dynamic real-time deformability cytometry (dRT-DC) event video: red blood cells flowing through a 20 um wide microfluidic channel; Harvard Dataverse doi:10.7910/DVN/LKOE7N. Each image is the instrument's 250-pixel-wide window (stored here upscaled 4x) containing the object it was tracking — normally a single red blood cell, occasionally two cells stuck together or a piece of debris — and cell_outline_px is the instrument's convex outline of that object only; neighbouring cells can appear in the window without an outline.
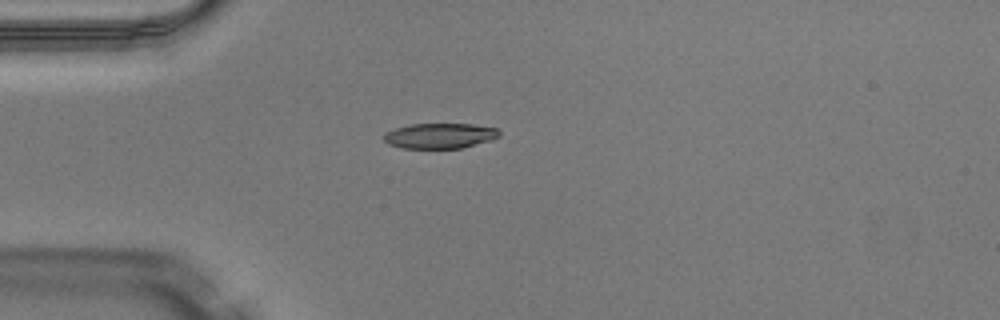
{"species": "Egyptian fruit bat (a non-hibernating species)", "species_latin": "Rousettus aegyptiacus", "temperature_condition": "warm", "stored_images_in_passage": 50, "camera_frame_rate_fps": 3000, "um_per_image_px": 0.085, "animal": {"sex": "male"}, "frame": {"image": 1, "passage_image": 14, "time_ms": 4.333, "image_size_px": [1000, 320], "cell_outline_px": [[500, 136], [492, 140], [460, 148], [400, 148], [388, 144], [384, 140], [384, 132], [396, 128], [412, 124], [472, 124], [496, 128], [500, 132]], "centroid_in_image_um": [37.38, 11.54], "position_along_channel_um": 47.6, "area_um2": 16.99}}
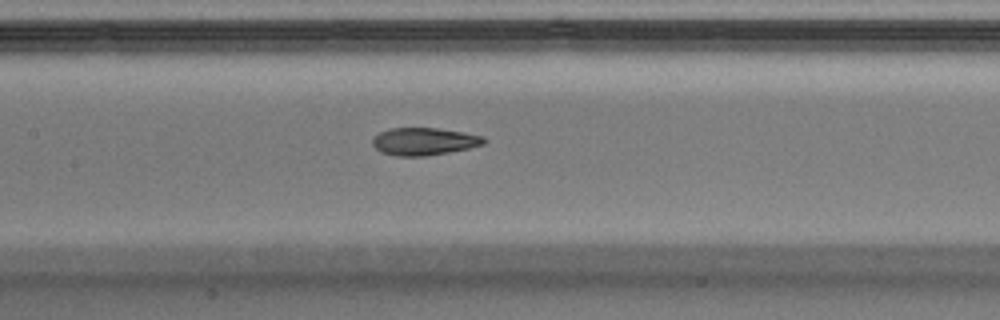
{"frame": {"image": 2, "passage_image": 24, "time_ms": 7.667, "image_size_px": [1000, 320], "cell_outline_px": [[488, 140], [484, 144], [468, 148], [448, 152], [424, 156], [396, 156], [380, 152], [372, 144], [372, 136], [388, 128], [436, 128], [464, 132], [484, 136]], "centroid_in_image_um": [36.03, 12.01], "position_along_channel_um": 171.4, "area_um2": 17.98}}
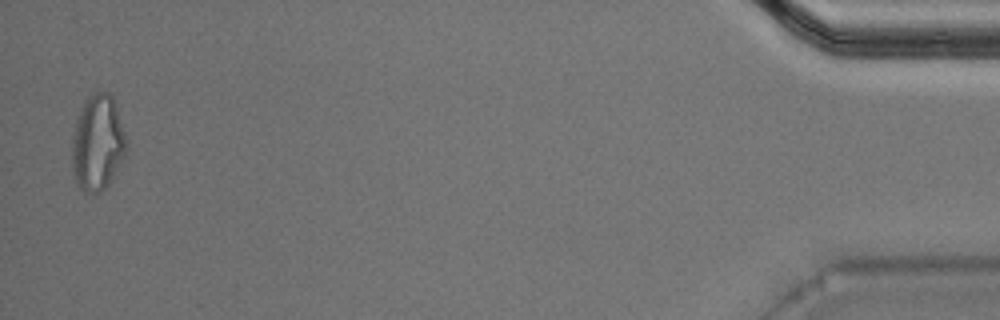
{"frame": {"image": 3, "passage_image": 49, "time_ms": 16.0, "image_size_px": [1000, 320], "cell_outline_px": [[128, 148], [124, 156], [108, 184], [100, 192], [92, 196], [84, 192], [76, 184], [72, 172], [72, 136], [76, 116], [84, 100], [88, 96], [96, 92], [108, 92], [112, 96], [116, 104], [128, 144]], "centroid_in_image_um": [8.27, 12.15], "position_along_channel_um": 426.9, "area_um2": 30.87}, "authors_computed_cell_mechanics": {"area_um2": 18.1781, "velocity_mm_per_s": 4.1295, "shape_relaxation_time_tau1_ms": null, "shape_relaxation_time_tau2_ms": 2.1437, "deformation_change_tau1": null, "deformation_change_tau2": 0.0941}}